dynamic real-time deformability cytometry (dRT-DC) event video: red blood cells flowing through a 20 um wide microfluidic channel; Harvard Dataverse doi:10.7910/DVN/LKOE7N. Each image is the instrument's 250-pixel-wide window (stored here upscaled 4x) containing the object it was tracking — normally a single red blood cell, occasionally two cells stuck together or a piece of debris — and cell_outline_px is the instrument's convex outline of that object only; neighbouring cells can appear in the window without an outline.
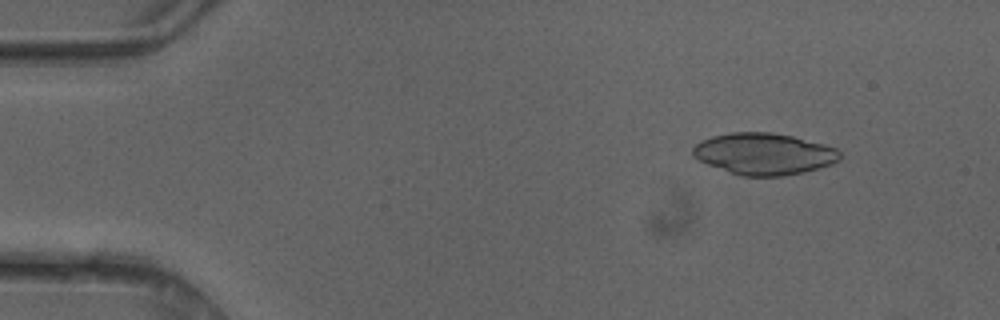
{"species": "common noctule bat (a hibernating species)", "species_latin": "Nyctalus noctula", "temperature_condition": "cold", "stored_images_in_passage": 42, "camera_frame_rate_fps": 3000, "um_per_image_px": 0.085, "animal": {"sex": "female"}, "frame": {"image": 1, "passage_image": 6, "time_ms": 1.667, "image_size_px": [1000, 320], "cell_outline_px": [[840, 160], [832, 164], [820, 168], [804, 172], [784, 176], [740, 176], [708, 164], [692, 156], [692, 148], [696, 144], [712, 136], [732, 132], [772, 132], [792, 136], [824, 144], [836, 148], [840, 152]], "centroid_in_image_um": [64.96, 13.08], "position_along_channel_um": 20.0, "area_um2": 35.66}}